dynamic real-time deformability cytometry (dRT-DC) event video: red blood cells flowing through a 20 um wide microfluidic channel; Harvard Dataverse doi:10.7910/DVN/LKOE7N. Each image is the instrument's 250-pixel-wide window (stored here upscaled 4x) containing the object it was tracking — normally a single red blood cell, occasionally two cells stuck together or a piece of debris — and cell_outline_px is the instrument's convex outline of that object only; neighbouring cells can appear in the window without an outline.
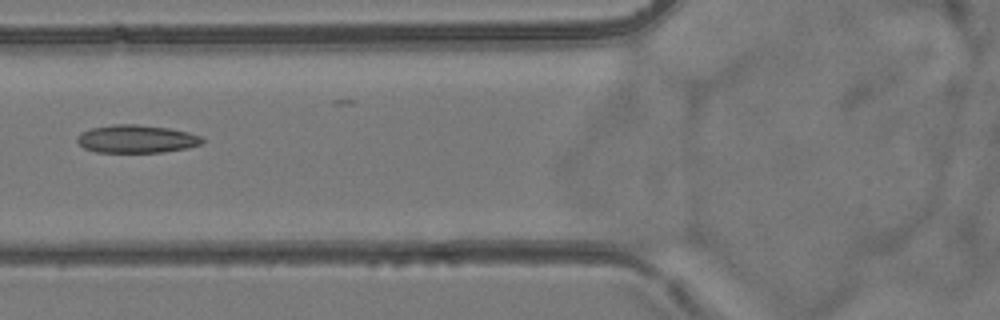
{"species": "common noctule bat (a hibernating species)", "species_latin": "Nyctalus noctula", "temperature_condition": "room temperature", "stored_images_in_passage": 7, "camera_frame_rate_fps": 3000, "um_per_image_px": 0.085, "animal": {"sex": "female", "body_mass_g": 24.6, "forearm_length_mm": 56.2}, "frame": {"image": 1, "passage_image": 6, "time_ms": 5.667, "image_size_px": [1000, 320], "cell_outline_px": [[204, 140], [200, 144], [188, 148], [164, 152], [96, 152], [84, 148], [76, 140], [76, 136], [80, 132], [92, 128], [112, 124], [136, 124], [168, 128], [188, 132], [200, 136]], "centroid_in_image_um": [11.57, 11.81], "position_along_channel_um": 114.2, "area_um2": 20.4}}
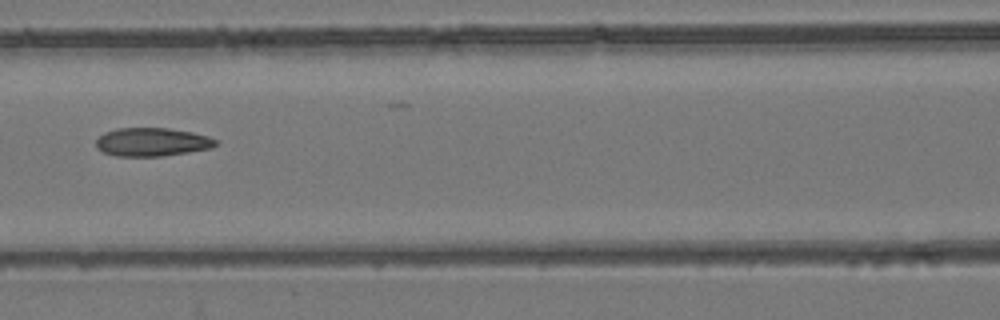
{"frame": {"image": 2, "passage_image": 7, "time_ms": 6.667, "image_size_px": [1000, 320], "cell_outline_px": [[216, 144], [212, 148], [188, 152], [160, 156], [116, 156], [104, 152], [96, 148], [96, 140], [104, 132], [116, 128], [168, 128], [192, 132], [208, 136], [216, 140]], "centroid_in_image_um": [12.9, 12.06], "position_along_channel_um": 153.7, "area_um2": 19.77}}